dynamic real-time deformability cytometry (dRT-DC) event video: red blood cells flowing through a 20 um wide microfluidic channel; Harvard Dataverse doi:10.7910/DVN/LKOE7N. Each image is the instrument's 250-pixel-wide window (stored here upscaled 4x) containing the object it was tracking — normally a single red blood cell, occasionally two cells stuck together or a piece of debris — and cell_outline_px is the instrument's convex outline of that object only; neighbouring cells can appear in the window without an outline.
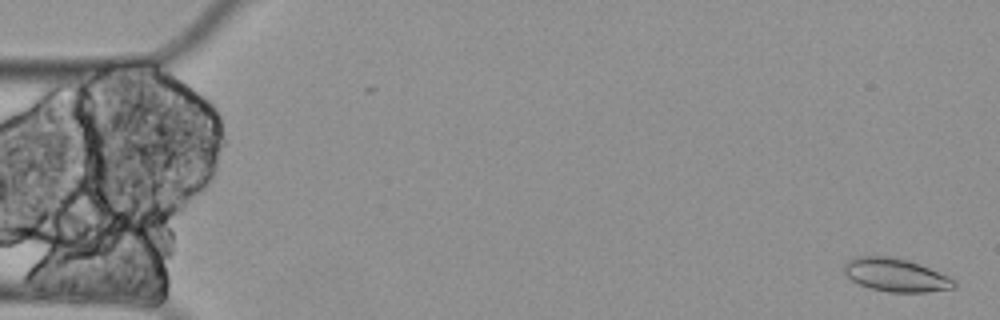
{"species": "Egyptian fruit bat (a non-hibernating species)", "species_latin": "Rousettus aegyptiacus", "temperature_condition": "cold", "stored_images_in_passage": 5, "camera_frame_rate_fps": 3000, "um_per_image_px": 0.085, "animal": {"sex": "female"}, "frame": {"image": 1, "passage_image": 1, "time_ms": 0.0, "image_size_px": [1000, 320], "cell_outline_px": [[956, 288], [928, 292], [888, 292], [872, 288], [860, 284], [852, 280], [844, 272], [844, 264], [848, 260], [856, 256], [884, 256], [908, 260], [920, 264], [948, 276], [956, 280]], "centroid_in_image_um": [76.17, 23.38], "position_along_channel_um": 8.8, "area_um2": 21.21}}
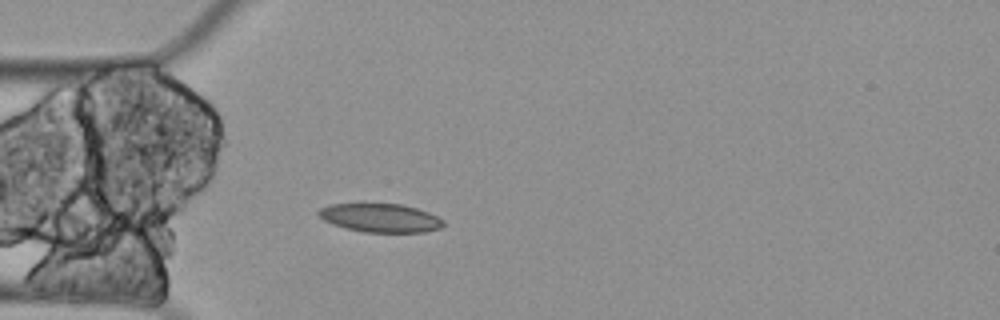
{"frame": {"image": 2, "passage_image": 5, "time_ms": 1.333, "image_size_px": [1000, 320], "cell_outline_px": [[444, 224], [440, 228], [424, 232], [364, 232], [332, 224], [324, 220], [316, 212], [320, 208], [332, 204], [400, 204], [416, 208], [428, 212], [444, 220]], "centroid_in_image_um": [32.34, 18.52], "position_along_channel_um": 52.7, "area_um2": 20.58}}